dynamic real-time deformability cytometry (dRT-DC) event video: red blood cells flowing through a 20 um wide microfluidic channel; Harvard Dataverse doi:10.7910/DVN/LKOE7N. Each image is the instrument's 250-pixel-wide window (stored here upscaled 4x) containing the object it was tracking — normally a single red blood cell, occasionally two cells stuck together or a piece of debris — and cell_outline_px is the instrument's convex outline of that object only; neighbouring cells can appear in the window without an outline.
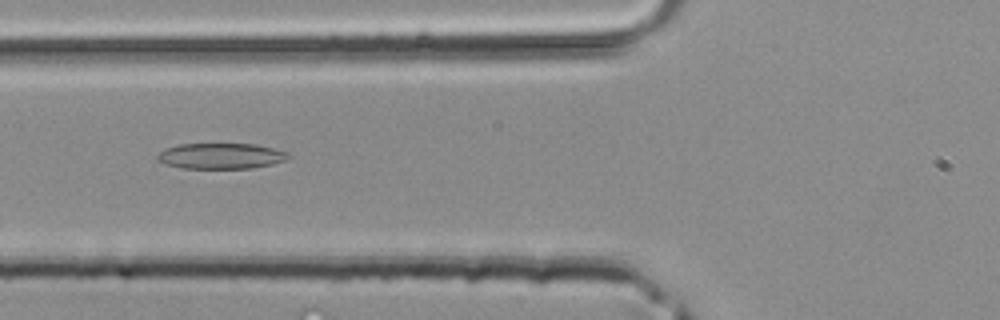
{"species": "common noctule bat (a hibernating species)", "species_latin": "Nyctalus noctula", "temperature_condition": "room temperature", "stored_images_in_passage": 32, "segment_of_instrument_passage": [1, 2], "camera_frame_rate_fps": 3000, "um_per_image_px": 0.085, "animal": {"sex": "male", "body_mass_g": 20.4}, "frame": {"image": 1, "passage_image": 5, "time_ms": 1.333, "image_size_px": [1000, 320], "cell_outline_px": [[288, 156], [284, 160], [272, 164], [252, 168], [180, 168], [168, 164], [160, 160], [156, 156], [164, 148], [180, 144], [256, 144], [288, 152]], "centroid_in_image_um": [18.77, 13.25], "position_along_channel_um": 107.0, "area_um2": 19.36}}
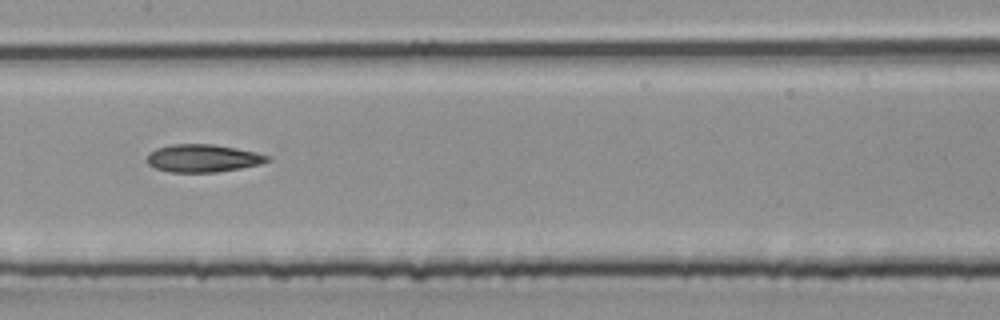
{"frame": {"image": 2, "passage_image": 10, "time_ms": 3.0, "image_size_px": [1000, 320], "cell_outline_px": [[272, 160], [260, 164], [240, 168], [216, 172], [168, 172], [156, 168], [148, 164], [148, 156], [156, 148], [172, 144], [212, 144], [236, 148], [268, 156]], "centroid_in_image_um": [17.24, 13.45], "position_along_channel_um": 190.2, "area_um2": 19.19}}
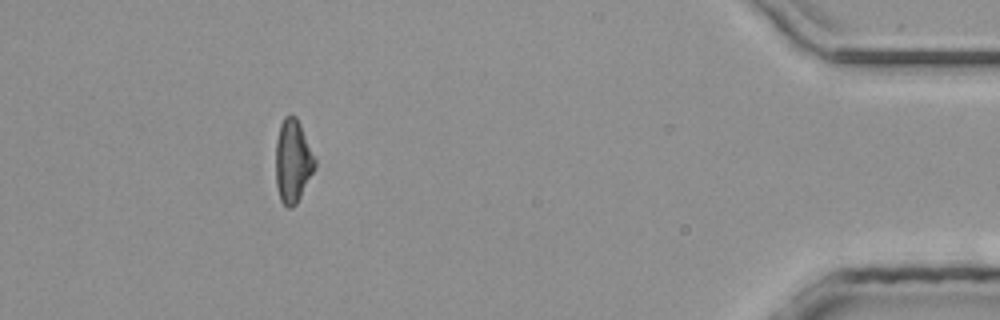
{"frame": {"image": 3, "passage_image": 27, "time_ms": 8.667, "image_size_px": [1000, 320], "cell_outline_px": [[316, 164], [296, 204], [292, 208], [288, 208], [280, 200], [276, 184], [276, 140], [280, 124], [284, 116], [296, 116], [300, 124], [316, 160]], "centroid_in_image_um": [24.87, 13.69], "position_along_channel_um": 410.3, "area_um2": 18.67}}